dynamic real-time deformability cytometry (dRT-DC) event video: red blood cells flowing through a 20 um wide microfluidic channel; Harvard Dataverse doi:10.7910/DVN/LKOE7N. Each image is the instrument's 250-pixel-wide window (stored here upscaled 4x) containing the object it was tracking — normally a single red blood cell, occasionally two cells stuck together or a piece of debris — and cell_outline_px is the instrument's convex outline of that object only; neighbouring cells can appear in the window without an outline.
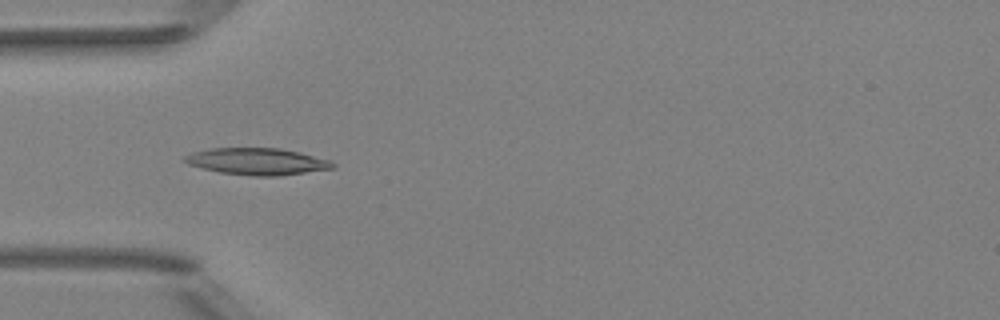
{"species": "Egyptian fruit bat (a non-hibernating species)", "species_latin": "Rousettus aegyptiacus", "temperature_condition": "room temperature", "stored_images_in_passage": 51, "camera_frame_rate_fps": 3000, "um_per_image_px": 0.085, "animal": {"sex": "female"}, "frame": {"image": 1, "passage_image": 16, "time_ms": 5.0, "image_size_px": [1000, 320], "cell_outline_px": [[336, 168], [280, 176], [252, 176], [220, 172], [188, 164], [180, 160], [184, 156], [192, 152], [212, 148], [280, 148], [300, 152], [328, 160], [336, 164]], "centroid_in_image_um": [21.86, 13.72], "position_along_channel_um": 63.1, "area_um2": 23.18}}
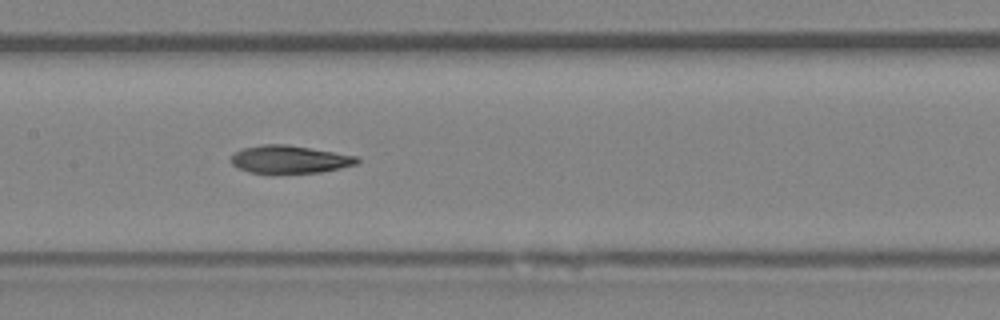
{"frame": {"image": 2, "passage_image": 25, "time_ms": 8.0, "image_size_px": [1000, 320], "cell_outline_px": [[360, 160], [356, 164], [340, 168], [320, 172], [248, 172], [232, 164], [232, 156], [236, 152], [244, 148], [260, 144], [288, 144], [356, 156]], "centroid_in_image_um": [24.63, 13.53], "position_along_channel_um": 182.8, "area_um2": 19.94}}
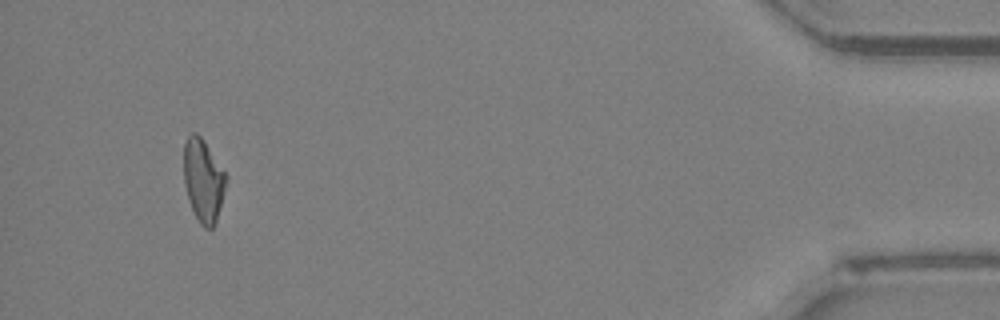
{"frame": {"image": 3, "passage_image": 48, "time_ms": 15.667, "image_size_px": [1000, 320], "cell_outline_px": [[228, 180], [216, 220], [212, 228], [204, 228], [200, 224], [192, 208], [184, 184], [184, 144], [188, 136], [192, 132], [196, 132], [204, 140], [228, 176]], "centroid_in_image_um": [17.29, 15.3], "position_along_channel_um": 417.9, "area_um2": 20.35}, "authors_computed_cell_mechanics": {"area_um2": 21.2126, "velocity_mm_per_s": 4.0386, "shape_relaxation_time_tau1_ms": null, "shape_relaxation_time_tau2_ms": 10.1925, "deformation_change_tau1": null, "deformation_change_tau2": 0.2064}}